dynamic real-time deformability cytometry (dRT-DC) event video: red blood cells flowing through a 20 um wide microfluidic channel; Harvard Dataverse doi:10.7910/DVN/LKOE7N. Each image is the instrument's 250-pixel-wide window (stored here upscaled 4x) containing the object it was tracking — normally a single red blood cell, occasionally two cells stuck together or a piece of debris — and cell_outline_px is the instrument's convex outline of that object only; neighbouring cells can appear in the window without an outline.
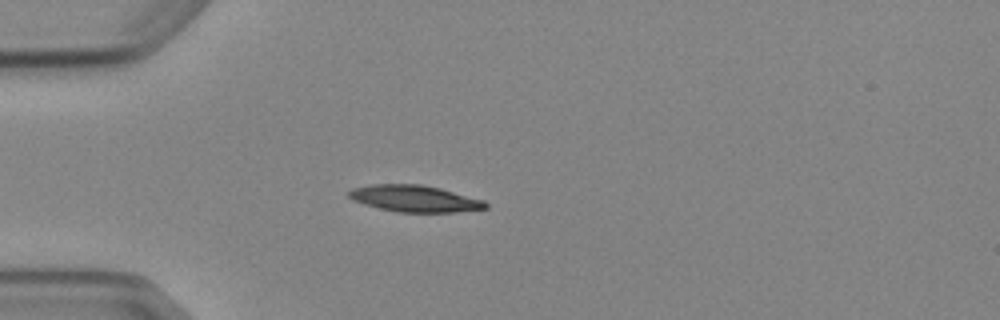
{"species": "Egyptian fruit bat (a non-hibernating species)", "species_latin": "Rousettus aegyptiacus", "temperature_condition": "cold", "stored_images_in_passage": 3, "camera_frame_rate_fps": 3000, "um_per_image_px": 0.085, "animal": {"sex": "female"}, "frame": {"image": 1, "passage_image": 3, "time_ms": 2.333, "image_size_px": [1000, 320], "cell_outline_px": [[488, 208], [456, 212], [396, 212], [364, 204], [352, 200], [348, 196], [348, 192], [352, 188], [372, 184], [420, 184], [440, 188], [484, 200], [488, 204]], "centroid_in_image_um": [35.24, 16.88], "position_along_channel_um": 49.8, "area_um2": 21.21}}